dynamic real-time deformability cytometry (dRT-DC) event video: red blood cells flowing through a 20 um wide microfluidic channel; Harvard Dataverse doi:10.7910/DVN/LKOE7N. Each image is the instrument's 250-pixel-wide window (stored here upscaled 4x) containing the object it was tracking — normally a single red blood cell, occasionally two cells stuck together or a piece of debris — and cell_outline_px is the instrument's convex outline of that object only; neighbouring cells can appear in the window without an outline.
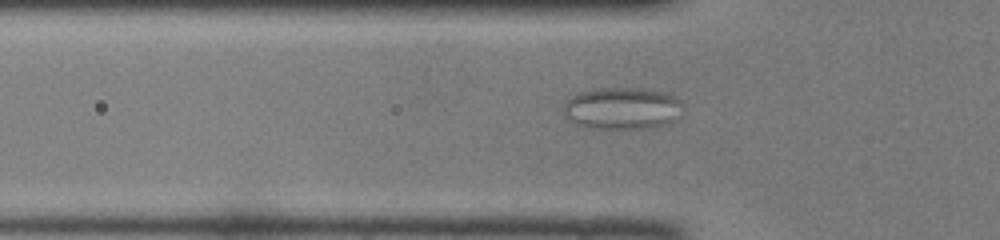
{"species": "common noctule bat (a hibernating species)", "species_latin": "Nyctalus noctula", "temperature_condition": "room temperature", "stored_images_in_passage": 48, "camera_frame_rate_fps": 3000, "um_per_image_px": 0.085, "animal": {"sex": "female", "body_mass_g": 22.0, "forearm_length_mm": 56.7}, "frame": {"image": 1, "passage_image": 15, "time_ms": 4.667, "image_size_px": [1000, 240], "cell_outline_px": [[684, 108], [676, 120], [668, 124], [656, 128], [588, 128], [576, 124], [564, 116], [564, 104], [572, 96], [580, 92], [596, 88], [644, 88], [668, 92], [680, 100], [684, 104]], "centroid_in_image_um": [52.95, 9.21], "position_along_channel_um": 72.8, "area_um2": 29.77}}
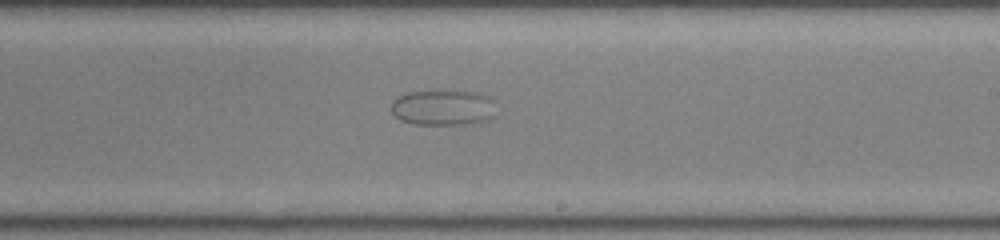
{"frame": {"image": 2, "passage_image": 28, "time_ms": 9.0, "image_size_px": [1000, 240], "cell_outline_px": [[496, 116], [492, 120], [480, 124], [412, 124], [400, 120], [392, 112], [392, 100], [408, 92], [480, 92], [488, 96]], "centroid_in_image_um": [37.7, 9.19], "position_along_channel_um": 251.3, "area_um2": 21.68}}
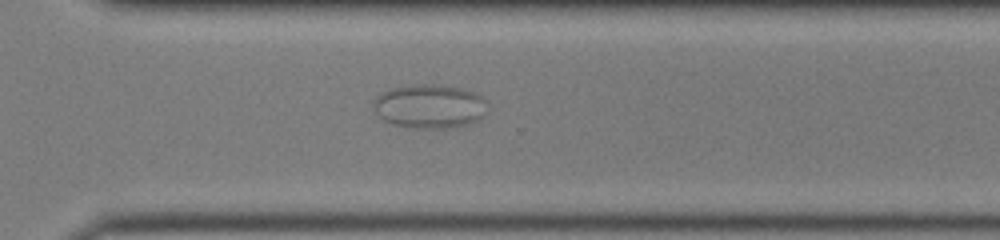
{"frame": {"image": 3, "passage_image": 34, "time_ms": 11.0, "image_size_px": [1000, 240], "cell_outline_px": [[488, 100], [484, 116], [480, 120], [468, 124], [452, 128], [404, 128], [392, 124], [384, 120], [376, 112], [372, 104], [376, 96], [380, 92], [388, 88], [412, 84], [444, 84], [464, 88], [476, 92], [484, 96]], "centroid_in_image_um": [36.54, 9.02], "position_along_channel_um": 334.1, "area_um2": 30.23}}